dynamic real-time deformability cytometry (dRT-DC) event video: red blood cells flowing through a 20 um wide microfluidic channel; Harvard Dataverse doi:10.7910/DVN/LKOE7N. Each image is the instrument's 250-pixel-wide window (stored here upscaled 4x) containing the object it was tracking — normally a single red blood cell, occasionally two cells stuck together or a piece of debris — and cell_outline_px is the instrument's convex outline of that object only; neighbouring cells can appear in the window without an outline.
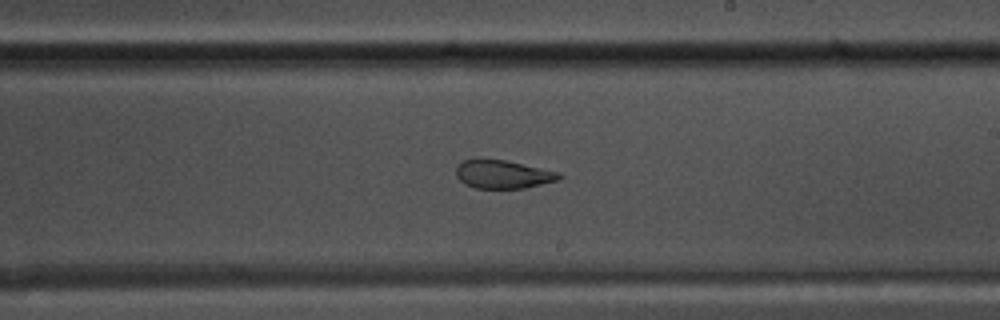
{"species": "common noctule bat (a hibernating species)", "species_latin": "Nyctalus noctula", "temperature_condition": "warm", "stored_images_in_passage": 53, "camera_frame_rate_fps": 3000, "um_per_image_px": 0.085, "animal": {"sex": "male", "body_mass_g": 17.5, "forearm_length_mm": 52.3}, "frame": {"image": 1, "passage_image": 31, "time_ms": 10.0, "image_size_px": [1000, 320], "cell_outline_px": [[564, 176], [560, 180], [524, 188], [476, 188], [464, 184], [456, 176], [456, 168], [464, 160], [504, 160], [560, 172]], "centroid_in_image_um": [42.8, 14.83], "position_along_channel_um": 246.2, "area_um2": 16.82}}
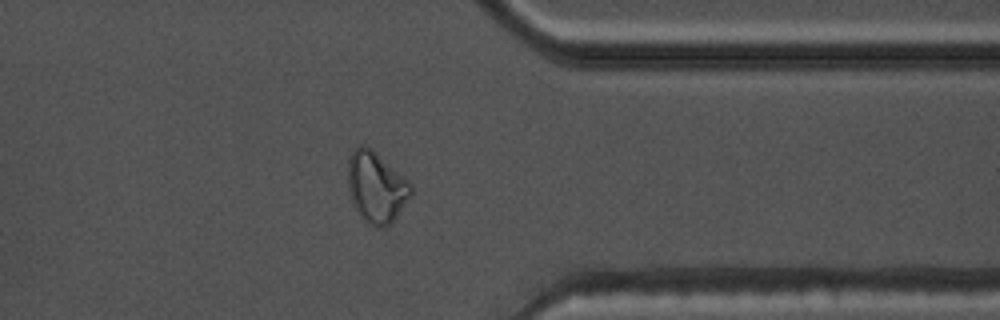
{"frame": {"image": 2, "passage_image": 42, "time_ms": 13.667, "image_size_px": [1000, 320], "cell_outline_px": [[412, 196], [396, 216], [388, 224], [380, 228], [376, 228], [368, 224], [360, 216], [348, 192], [348, 156], [360, 144], [372, 148], [408, 180], [412, 184]], "centroid_in_image_um": [31.98, 15.89], "position_along_channel_um": 379.4, "area_um2": 26.07}}
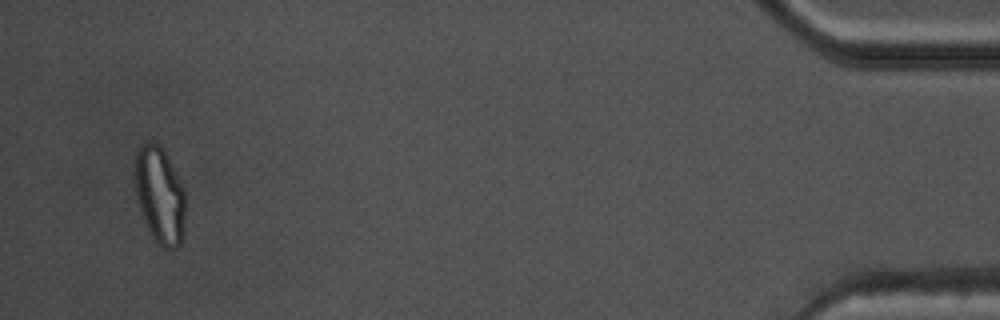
{"frame": {"image": 3, "passage_image": 51, "time_ms": 16.667, "image_size_px": [1000, 320], "cell_outline_px": [[184, 212], [180, 244], [176, 248], [160, 248], [156, 244], [144, 220], [136, 196], [132, 176], [136, 148], [140, 144], [148, 140], [152, 140], [164, 152], [184, 188]], "centroid_in_image_um": [13.51, 16.55], "position_along_channel_um": 421.7, "area_um2": 28.61}, "authors_computed_cell_mechanics": {"area_um2": 22.7732, "velocity_mm_per_s": 3.829, "shape_relaxation_time_tau1_ms": null, "shape_relaxation_time_tau2_ms": 1.4367, "deformation_change_tau1": null, "deformation_change_tau2": 0.0858}}